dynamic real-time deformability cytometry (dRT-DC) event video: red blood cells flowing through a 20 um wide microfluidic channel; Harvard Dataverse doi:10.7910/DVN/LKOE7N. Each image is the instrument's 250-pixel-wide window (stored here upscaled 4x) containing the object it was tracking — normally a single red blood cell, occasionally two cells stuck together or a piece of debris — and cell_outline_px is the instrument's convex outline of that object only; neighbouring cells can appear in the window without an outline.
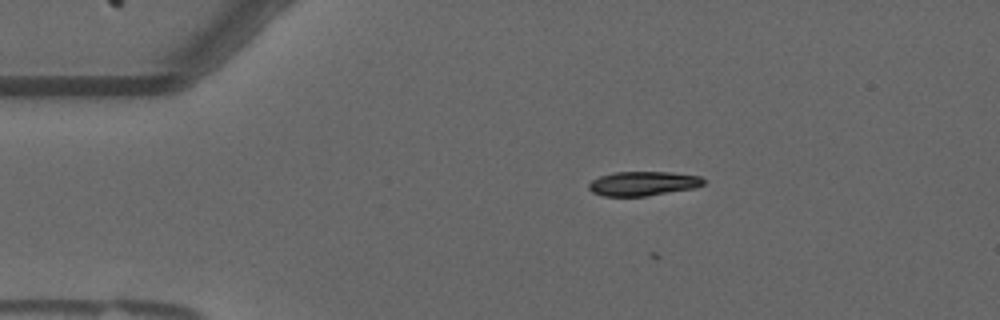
{"species": "common noctule bat (a hibernating species)", "species_latin": "Nyctalus noctula", "temperature_condition": "warm", "stored_images_in_passage": 57, "camera_frame_rate_fps": 3000, "um_per_image_px": 0.085, "animal": {"sex": "male", "forearm_length_mm": 52.5}, "frame": {"image": 1, "passage_image": 12, "time_ms": 3.667, "image_size_px": [1000, 320], "cell_outline_px": [[704, 184], [696, 188], [644, 196], [604, 196], [592, 192], [588, 188], [588, 184], [592, 180], [600, 176], [616, 172], [668, 172], [700, 176], [704, 180]], "centroid_in_image_um": [54.65, 15.6], "position_along_channel_um": 30.3, "area_um2": 16.18}}
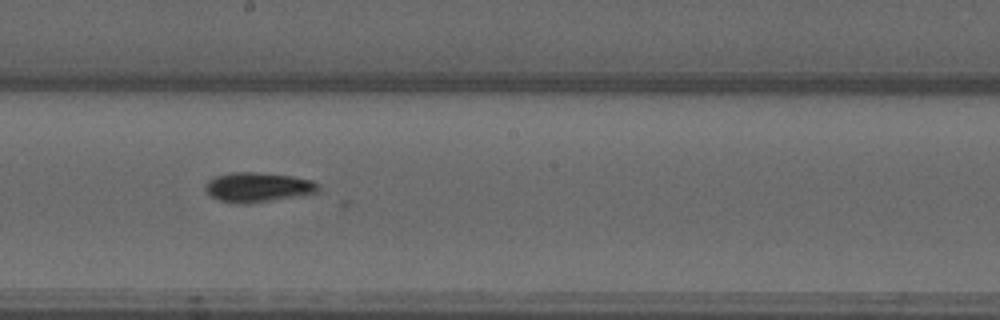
{"frame": {"image": 2, "passage_image": 32, "time_ms": 10.333, "image_size_px": [1000, 320], "cell_outline_px": [[320, 188], [316, 192], [248, 204], [236, 204], [220, 200], [212, 196], [204, 188], [204, 184], [208, 180], [216, 176], [232, 172], [256, 172], [292, 176], [312, 180]], "centroid_in_image_um": [21.86, 15.9], "position_along_channel_um": 226.3, "area_um2": 19.25}}
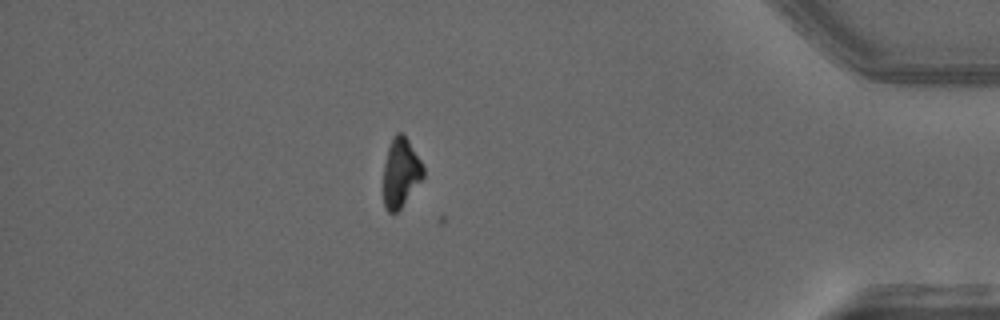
{"frame": {"image": 3, "passage_image": 50, "time_ms": 16.333, "image_size_px": [1000, 320], "cell_outline_px": [[424, 176], [400, 208], [396, 212], [388, 212], [384, 208], [384, 164], [388, 148], [392, 136], [396, 132], [404, 132], [420, 160], [424, 168]], "centroid_in_image_um": [34.05, 14.63], "position_along_channel_um": 401.1, "area_um2": 15.95}}